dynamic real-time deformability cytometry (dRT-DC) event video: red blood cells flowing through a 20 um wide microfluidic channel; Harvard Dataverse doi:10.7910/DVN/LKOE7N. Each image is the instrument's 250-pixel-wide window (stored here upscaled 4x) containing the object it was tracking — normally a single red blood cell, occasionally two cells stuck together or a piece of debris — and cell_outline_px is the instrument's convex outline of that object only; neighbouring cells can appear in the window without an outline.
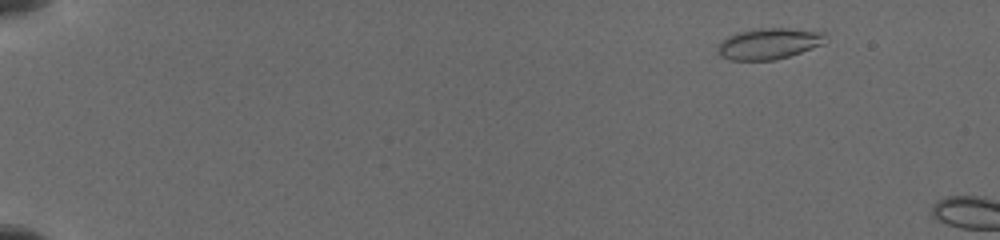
{"species": "common noctule bat (a hibernating species)", "species_latin": "Nyctalus noctula", "temperature_condition": "cold", "stored_images_in_passage": 22, "camera_frame_rate_fps": 3000, "um_per_image_px": 0.085, "animal": {"sex": "female", "body_mass_g": 19.5, "forearm_length_mm": 54.1}, "frame": {"image": 1, "passage_image": 14, "time_ms": 1.667, "image_size_px": [1000, 240], "cell_outline_px": [[828, 40], [824, 44], [776, 60], [728, 60], [720, 56], [720, 44], [728, 36], [736, 32], [760, 28], [788, 28], [824, 32], [828, 36]], "centroid_in_image_um": [65.42, 3.7], "position_along_channel_um": 19.6, "area_um2": 19.48}}